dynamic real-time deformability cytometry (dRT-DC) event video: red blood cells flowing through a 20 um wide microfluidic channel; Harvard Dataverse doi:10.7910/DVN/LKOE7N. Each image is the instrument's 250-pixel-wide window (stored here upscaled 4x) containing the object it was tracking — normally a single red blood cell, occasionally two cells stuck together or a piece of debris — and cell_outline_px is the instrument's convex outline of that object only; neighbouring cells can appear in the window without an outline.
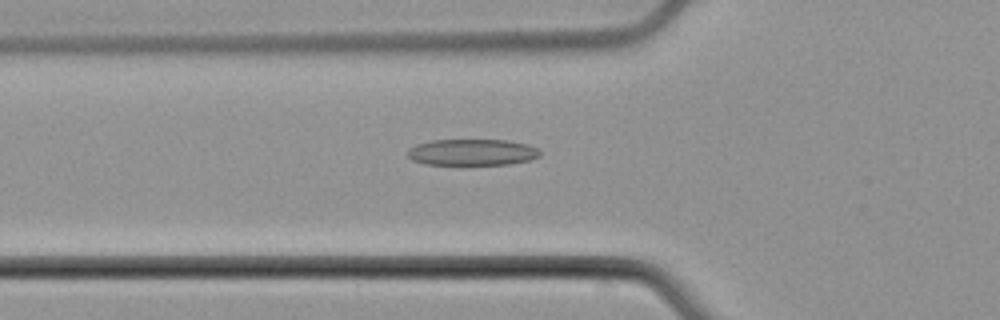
{"species": "common noctule bat (a hibernating species)", "species_latin": "Nyctalus noctula", "temperature_condition": "cold", "stored_images_in_passage": 33, "camera_frame_rate_fps": 3000, "um_per_image_px": 0.085, "animal": {"sex": "male", "body_mass_g": 21.5, "forearm_length_mm": 52.0}, "frame": {"image": 1, "passage_image": 4, "time_ms": 1.0, "image_size_px": [1000, 320], "cell_outline_px": [[540, 156], [532, 160], [508, 164], [424, 164], [412, 160], [408, 156], [408, 148], [416, 144], [432, 140], [508, 140], [528, 144], [536, 148], [540, 152]], "centroid_in_image_um": [40.14, 12.93], "position_along_channel_um": 85.7, "area_um2": 20.35}}
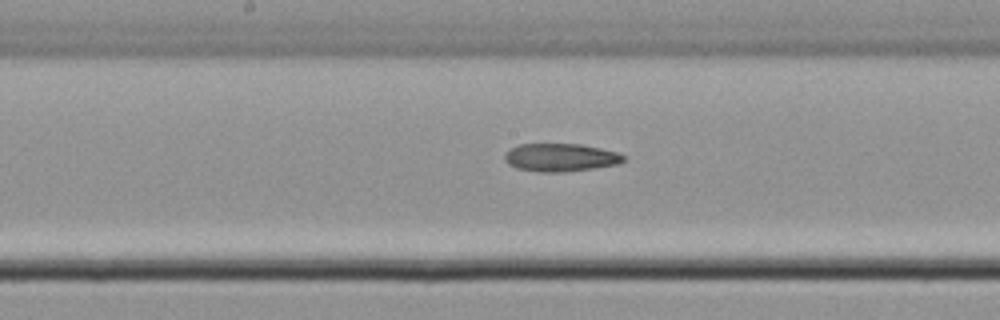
{"frame": {"image": 2, "passage_image": 13, "time_ms": 4.0, "image_size_px": [1000, 320], "cell_outline_px": [[628, 156], [620, 164], [568, 172], [536, 172], [516, 168], [508, 164], [504, 160], [504, 156], [512, 148], [520, 144], [580, 144], [600, 148], [616, 152]], "centroid_in_image_um": [47.67, 13.4], "position_along_channel_um": 200.5, "area_um2": 19.54}}
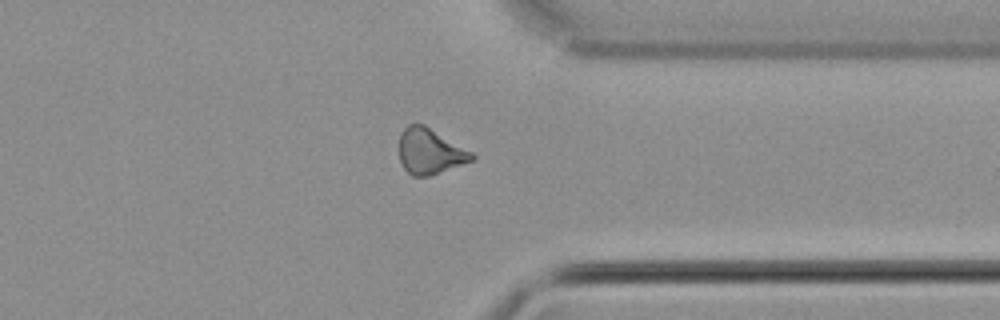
{"frame": {"image": 3, "passage_image": 27, "time_ms": 8.667, "image_size_px": [1000, 320], "cell_outline_px": [[476, 156], [472, 160], [440, 172], [428, 176], [412, 176], [400, 164], [400, 132], [408, 124], [424, 124], [472, 152]], "centroid_in_image_um": [36.52, 12.86], "position_along_channel_um": 374.9, "area_um2": 19.07}}